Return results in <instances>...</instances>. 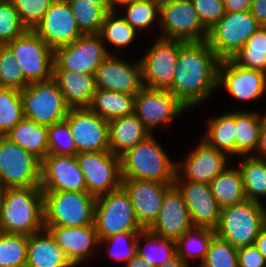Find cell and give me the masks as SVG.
<instances>
[{"instance_id":"6da1fadb","label":"cell","mask_w":266,"mask_h":267,"mask_svg":"<svg viewBox=\"0 0 266 267\" xmlns=\"http://www.w3.org/2000/svg\"><path fill=\"white\" fill-rule=\"evenodd\" d=\"M219 62L207 41H181L174 80L168 91L187 108L199 104L218 86Z\"/></svg>"},{"instance_id":"7a4b0ae2","label":"cell","mask_w":266,"mask_h":267,"mask_svg":"<svg viewBox=\"0 0 266 267\" xmlns=\"http://www.w3.org/2000/svg\"><path fill=\"white\" fill-rule=\"evenodd\" d=\"M44 228V199L40 187L6 189L1 232L30 236Z\"/></svg>"},{"instance_id":"3957f363","label":"cell","mask_w":266,"mask_h":267,"mask_svg":"<svg viewBox=\"0 0 266 267\" xmlns=\"http://www.w3.org/2000/svg\"><path fill=\"white\" fill-rule=\"evenodd\" d=\"M120 158L122 179L154 180L174 184L177 165L171 162L152 134L128 149Z\"/></svg>"},{"instance_id":"277c9868","label":"cell","mask_w":266,"mask_h":267,"mask_svg":"<svg viewBox=\"0 0 266 267\" xmlns=\"http://www.w3.org/2000/svg\"><path fill=\"white\" fill-rule=\"evenodd\" d=\"M263 205L244 200L221 209L215 234L236 249L254 245L260 230L265 226Z\"/></svg>"},{"instance_id":"5b68a950","label":"cell","mask_w":266,"mask_h":267,"mask_svg":"<svg viewBox=\"0 0 266 267\" xmlns=\"http://www.w3.org/2000/svg\"><path fill=\"white\" fill-rule=\"evenodd\" d=\"M42 192L45 226L82 227L94 224L95 196L75 191Z\"/></svg>"},{"instance_id":"8992f818","label":"cell","mask_w":266,"mask_h":267,"mask_svg":"<svg viewBox=\"0 0 266 267\" xmlns=\"http://www.w3.org/2000/svg\"><path fill=\"white\" fill-rule=\"evenodd\" d=\"M94 225L99 241L124 232H140V226L128 192L121 185L96 197Z\"/></svg>"},{"instance_id":"52a82bcc","label":"cell","mask_w":266,"mask_h":267,"mask_svg":"<svg viewBox=\"0 0 266 267\" xmlns=\"http://www.w3.org/2000/svg\"><path fill=\"white\" fill-rule=\"evenodd\" d=\"M20 96L24 118L38 125L49 127L68 116L70 107L53 78L27 85Z\"/></svg>"},{"instance_id":"ba28073f","label":"cell","mask_w":266,"mask_h":267,"mask_svg":"<svg viewBox=\"0 0 266 267\" xmlns=\"http://www.w3.org/2000/svg\"><path fill=\"white\" fill-rule=\"evenodd\" d=\"M42 161L5 136H0V185L8 188L40 187Z\"/></svg>"},{"instance_id":"9c48e42d","label":"cell","mask_w":266,"mask_h":267,"mask_svg":"<svg viewBox=\"0 0 266 267\" xmlns=\"http://www.w3.org/2000/svg\"><path fill=\"white\" fill-rule=\"evenodd\" d=\"M7 46L22 69L25 87L53 78L54 50L34 30H27Z\"/></svg>"},{"instance_id":"30bf717a","label":"cell","mask_w":266,"mask_h":267,"mask_svg":"<svg viewBox=\"0 0 266 267\" xmlns=\"http://www.w3.org/2000/svg\"><path fill=\"white\" fill-rule=\"evenodd\" d=\"M260 27L250 11L226 12L209 31L207 42L220 60L229 59Z\"/></svg>"},{"instance_id":"8fae6325","label":"cell","mask_w":266,"mask_h":267,"mask_svg":"<svg viewBox=\"0 0 266 267\" xmlns=\"http://www.w3.org/2000/svg\"><path fill=\"white\" fill-rule=\"evenodd\" d=\"M101 35L82 34L71 44L54 50L53 71H70L94 75L111 54L101 43Z\"/></svg>"},{"instance_id":"7c38bea8","label":"cell","mask_w":266,"mask_h":267,"mask_svg":"<svg viewBox=\"0 0 266 267\" xmlns=\"http://www.w3.org/2000/svg\"><path fill=\"white\" fill-rule=\"evenodd\" d=\"M87 192L95 197L112 192L122 185L121 158L111 151L78 153Z\"/></svg>"},{"instance_id":"4fadbf2b","label":"cell","mask_w":266,"mask_h":267,"mask_svg":"<svg viewBox=\"0 0 266 267\" xmlns=\"http://www.w3.org/2000/svg\"><path fill=\"white\" fill-rule=\"evenodd\" d=\"M159 18L166 34L162 38L184 42L208 39L209 31L202 25L191 0H176L160 5Z\"/></svg>"},{"instance_id":"5bb4252c","label":"cell","mask_w":266,"mask_h":267,"mask_svg":"<svg viewBox=\"0 0 266 267\" xmlns=\"http://www.w3.org/2000/svg\"><path fill=\"white\" fill-rule=\"evenodd\" d=\"M180 49L181 40L161 37L155 42L139 61L143 87L168 90L172 86Z\"/></svg>"},{"instance_id":"9a60e30c","label":"cell","mask_w":266,"mask_h":267,"mask_svg":"<svg viewBox=\"0 0 266 267\" xmlns=\"http://www.w3.org/2000/svg\"><path fill=\"white\" fill-rule=\"evenodd\" d=\"M68 122L77 154L110 151L108 121L89 108H70Z\"/></svg>"},{"instance_id":"2e32d148","label":"cell","mask_w":266,"mask_h":267,"mask_svg":"<svg viewBox=\"0 0 266 267\" xmlns=\"http://www.w3.org/2000/svg\"><path fill=\"white\" fill-rule=\"evenodd\" d=\"M187 107L170 91L143 87L135 96L134 113L150 131L167 124Z\"/></svg>"},{"instance_id":"e0dca14e","label":"cell","mask_w":266,"mask_h":267,"mask_svg":"<svg viewBox=\"0 0 266 267\" xmlns=\"http://www.w3.org/2000/svg\"><path fill=\"white\" fill-rule=\"evenodd\" d=\"M40 189L87 192L84 175L76 156L48 154L42 160Z\"/></svg>"},{"instance_id":"ac0fdd59","label":"cell","mask_w":266,"mask_h":267,"mask_svg":"<svg viewBox=\"0 0 266 267\" xmlns=\"http://www.w3.org/2000/svg\"><path fill=\"white\" fill-rule=\"evenodd\" d=\"M174 185L182 193L184 201L189 209L190 217L194 227L209 228L216 230L220 221L221 208L211 193L210 186L203 183H195L186 180L181 184L182 175L178 173ZM181 184V185H180Z\"/></svg>"},{"instance_id":"d6986e66","label":"cell","mask_w":266,"mask_h":267,"mask_svg":"<svg viewBox=\"0 0 266 267\" xmlns=\"http://www.w3.org/2000/svg\"><path fill=\"white\" fill-rule=\"evenodd\" d=\"M34 31L53 50L71 44L83 34L67 0H54Z\"/></svg>"},{"instance_id":"ffe728a7","label":"cell","mask_w":266,"mask_h":267,"mask_svg":"<svg viewBox=\"0 0 266 267\" xmlns=\"http://www.w3.org/2000/svg\"><path fill=\"white\" fill-rule=\"evenodd\" d=\"M174 184L154 180L122 179L128 192L136 218L143 229H149L156 221L165 193Z\"/></svg>"},{"instance_id":"44dd1931","label":"cell","mask_w":266,"mask_h":267,"mask_svg":"<svg viewBox=\"0 0 266 267\" xmlns=\"http://www.w3.org/2000/svg\"><path fill=\"white\" fill-rule=\"evenodd\" d=\"M217 84H224L226 90L236 99L253 100L266 89V73L241 67L231 58L223 59L218 65Z\"/></svg>"},{"instance_id":"7402d4cb","label":"cell","mask_w":266,"mask_h":267,"mask_svg":"<svg viewBox=\"0 0 266 267\" xmlns=\"http://www.w3.org/2000/svg\"><path fill=\"white\" fill-rule=\"evenodd\" d=\"M97 89L136 95L142 88L141 65H130L109 55L94 74Z\"/></svg>"},{"instance_id":"603a6c76","label":"cell","mask_w":266,"mask_h":267,"mask_svg":"<svg viewBox=\"0 0 266 267\" xmlns=\"http://www.w3.org/2000/svg\"><path fill=\"white\" fill-rule=\"evenodd\" d=\"M193 227L183 195L173 185L165 193L159 215L149 230L156 235L176 241Z\"/></svg>"},{"instance_id":"cb8c5ba5","label":"cell","mask_w":266,"mask_h":267,"mask_svg":"<svg viewBox=\"0 0 266 267\" xmlns=\"http://www.w3.org/2000/svg\"><path fill=\"white\" fill-rule=\"evenodd\" d=\"M54 236L57 245L75 267L90 256L92 247L99 245L95 225L82 227L45 226Z\"/></svg>"},{"instance_id":"d4e9b609","label":"cell","mask_w":266,"mask_h":267,"mask_svg":"<svg viewBox=\"0 0 266 267\" xmlns=\"http://www.w3.org/2000/svg\"><path fill=\"white\" fill-rule=\"evenodd\" d=\"M227 154L209 146L204 140L187 156L183 173L185 180L210 184V182L226 169Z\"/></svg>"},{"instance_id":"484cf974","label":"cell","mask_w":266,"mask_h":267,"mask_svg":"<svg viewBox=\"0 0 266 267\" xmlns=\"http://www.w3.org/2000/svg\"><path fill=\"white\" fill-rule=\"evenodd\" d=\"M41 233L28 236L26 267H74L50 231Z\"/></svg>"},{"instance_id":"4316f807","label":"cell","mask_w":266,"mask_h":267,"mask_svg":"<svg viewBox=\"0 0 266 267\" xmlns=\"http://www.w3.org/2000/svg\"><path fill=\"white\" fill-rule=\"evenodd\" d=\"M53 79L70 108H88L96 92L95 76L70 71H53Z\"/></svg>"},{"instance_id":"83f0119b","label":"cell","mask_w":266,"mask_h":267,"mask_svg":"<svg viewBox=\"0 0 266 267\" xmlns=\"http://www.w3.org/2000/svg\"><path fill=\"white\" fill-rule=\"evenodd\" d=\"M108 134L110 151L118 156L151 135L135 113L108 121Z\"/></svg>"},{"instance_id":"f1b7e54d","label":"cell","mask_w":266,"mask_h":267,"mask_svg":"<svg viewBox=\"0 0 266 267\" xmlns=\"http://www.w3.org/2000/svg\"><path fill=\"white\" fill-rule=\"evenodd\" d=\"M48 127L23 118L5 137L41 161L49 153Z\"/></svg>"},{"instance_id":"f546056e","label":"cell","mask_w":266,"mask_h":267,"mask_svg":"<svg viewBox=\"0 0 266 267\" xmlns=\"http://www.w3.org/2000/svg\"><path fill=\"white\" fill-rule=\"evenodd\" d=\"M135 96L103 89H96L90 106L92 112L110 121L134 114Z\"/></svg>"},{"instance_id":"4dcf8cb0","label":"cell","mask_w":266,"mask_h":267,"mask_svg":"<svg viewBox=\"0 0 266 267\" xmlns=\"http://www.w3.org/2000/svg\"><path fill=\"white\" fill-rule=\"evenodd\" d=\"M209 186L221 209L246 200L239 169L226 168L210 182Z\"/></svg>"},{"instance_id":"1f68e13d","label":"cell","mask_w":266,"mask_h":267,"mask_svg":"<svg viewBox=\"0 0 266 267\" xmlns=\"http://www.w3.org/2000/svg\"><path fill=\"white\" fill-rule=\"evenodd\" d=\"M140 236L147 240L148 246H140V240L138 239ZM149 246L151 247L150 250L147 249ZM137 255L151 266L161 267L177 255L176 242L172 239L156 235L149 229H143L137 236Z\"/></svg>"},{"instance_id":"d6a6232c","label":"cell","mask_w":266,"mask_h":267,"mask_svg":"<svg viewBox=\"0 0 266 267\" xmlns=\"http://www.w3.org/2000/svg\"><path fill=\"white\" fill-rule=\"evenodd\" d=\"M262 118L258 113L236 112L235 154L248 156L259 145Z\"/></svg>"},{"instance_id":"836d02e7","label":"cell","mask_w":266,"mask_h":267,"mask_svg":"<svg viewBox=\"0 0 266 267\" xmlns=\"http://www.w3.org/2000/svg\"><path fill=\"white\" fill-rule=\"evenodd\" d=\"M242 161L238 169L242 174L245 197L262 203L258 197L266 196V161L260 156H248Z\"/></svg>"},{"instance_id":"e575fe53","label":"cell","mask_w":266,"mask_h":267,"mask_svg":"<svg viewBox=\"0 0 266 267\" xmlns=\"http://www.w3.org/2000/svg\"><path fill=\"white\" fill-rule=\"evenodd\" d=\"M204 140L209 146L226 154H235L236 113L231 112L209 121Z\"/></svg>"},{"instance_id":"d590c367","label":"cell","mask_w":266,"mask_h":267,"mask_svg":"<svg viewBox=\"0 0 266 267\" xmlns=\"http://www.w3.org/2000/svg\"><path fill=\"white\" fill-rule=\"evenodd\" d=\"M194 233L198 234L196 235L197 237L194 236ZM215 235V231L209 228L193 227L189 229L175 241L177 256L187 266L188 257H199L202 264L206 258L212 238Z\"/></svg>"},{"instance_id":"8d00e7d4","label":"cell","mask_w":266,"mask_h":267,"mask_svg":"<svg viewBox=\"0 0 266 267\" xmlns=\"http://www.w3.org/2000/svg\"><path fill=\"white\" fill-rule=\"evenodd\" d=\"M231 59L239 66L266 73V26H261Z\"/></svg>"},{"instance_id":"74e56055","label":"cell","mask_w":266,"mask_h":267,"mask_svg":"<svg viewBox=\"0 0 266 267\" xmlns=\"http://www.w3.org/2000/svg\"><path fill=\"white\" fill-rule=\"evenodd\" d=\"M72 14L83 34H98L108 13L103 7L84 0H67Z\"/></svg>"},{"instance_id":"f35d334b","label":"cell","mask_w":266,"mask_h":267,"mask_svg":"<svg viewBox=\"0 0 266 267\" xmlns=\"http://www.w3.org/2000/svg\"><path fill=\"white\" fill-rule=\"evenodd\" d=\"M28 236L0 232V267H26Z\"/></svg>"},{"instance_id":"ab89813d","label":"cell","mask_w":266,"mask_h":267,"mask_svg":"<svg viewBox=\"0 0 266 267\" xmlns=\"http://www.w3.org/2000/svg\"><path fill=\"white\" fill-rule=\"evenodd\" d=\"M23 118L20 90L0 87V136H5Z\"/></svg>"},{"instance_id":"60d3db41","label":"cell","mask_w":266,"mask_h":267,"mask_svg":"<svg viewBox=\"0 0 266 267\" xmlns=\"http://www.w3.org/2000/svg\"><path fill=\"white\" fill-rule=\"evenodd\" d=\"M114 14V11L106 14L99 34L102 40L109 41L115 47H125L134 40L136 30L123 17L116 19Z\"/></svg>"},{"instance_id":"b9f144b4","label":"cell","mask_w":266,"mask_h":267,"mask_svg":"<svg viewBox=\"0 0 266 267\" xmlns=\"http://www.w3.org/2000/svg\"><path fill=\"white\" fill-rule=\"evenodd\" d=\"M0 87L23 90L25 78L14 53L7 45H0Z\"/></svg>"},{"instance_id":"7bdbcfd3","label":"cell","mask_w":266,"mask_h":267,"mask_svg":"<svg viewBox=\"0 0 266 267\" xmlns=\"http://www.w3.org/2000/svg\"><path fill=\"white\" fill-rule=\"evenodd\" d=\"M200 267H238V249L215 235Z\"/></svg>"},{"instance_id":"ee69618b","label":"cell","mask_w":266,"mask_h":267,"mask_svg":"<svg viewBox=\"0 0 266 267\" xmlns=\"http://www.w3.org/2000/svg\"><path fill=\"white\" fill-rule=\"evenodd\" d=\"M26 31L13 3L0 0V45H7Z\"/></svg>"},{"instance_id":"f6af8a7d","label":"cell","mask_w":266,"mask_h":267,"mask_svg":"<svg viewBox=\"0 0 266 267\" xmlns=\"http://www.w3.org/2000/svg\"><path fill=\"white\" fill-rule=\"evenodd\" d=\"M127 6L125 21L137 29H145L160 15V5L154 0H135Z\"/></svg>"},{"instance_id":"bcb514c9","label":"cell","mask_w":266,"mask_h":267,"mask_svg":"<svg viewBox=\"0 0 266 267\" xmlns=\"http://www.w3.org/2000/svg\"><path fill=\"white\" fill-rule=\"evenodd\" d=\"M49 153L54 155L76 156L77 149L66 120L48 127Z\"/></svg>"},{"instance_id":"7dc6e473","label":"cell","mask_w":266,"mask_h":267,"mask_svg":"<svg viewBox=\"0 0 266 267\" xmlns=\"http://www.w3.org/2000/svg\"><path fill=\"white\" fill-rule=\"evenodd\" d=\"M27 30H34L54 0H10Z\"/></svg>"},{"instance_id":"c3c4849f","label":"cell","mask_w":266,"mask_h":267,"mask_svg":"<svg viewBox=\"0 0 266 267\" xmlns=\"http://www.w3.org/2000/svg\"><path fill=\"white\" fill-rule=\"evenodd\" d=\"M139 232H124L116 235H112L108 238L99 241L109 242L113 244L114 248H110V256L116 260H124L125 263L130 261L133 257L137 255V236ZM129 239V240H128ZM129 241V243L127 242Z\"/></svg>"},{"instance_id":"681fc988","label":"cell","mask_w":266,"mask_h":267,"mask_svg":"<svg viewBox=\"0 0 266 267\" xmlns=\"http://www.w3.org/2000/svg\"><path fill=\"white\" fill-rule=\"evenodd\" d=\"M202 25L210 31L225 15L223 0H191Z\"/></svg>"},{"instance_id":"f907efd6","label":"cell","mask_w":266,"mask_h":267,"mask_svg":"<svg viewBox=\"0 0 266 267\" xmlns=\"http://www.w3.org/2000/svg\"><path fill=\"white\" fill-rule=\"evenodd\" d=\"M238 267H266V259L255 245L239 248Z\"/></svg>"},{"instance_id":"816d5d0a","label":"cell","mask_w":266,"mask_h":267,"mask_svg":"<svg viewBox=\"0 0 266 267\" xmlns=\"http://www.w3.org/2000/svg\"><path fill=\"white\" fill-rule=\"evenodd\" d=\"M250 12L260 26H266V0H252Z\"/></svg>"},{"instance_id":"f5cc1de1","label":"cell","mask_w":266,"mask_h":267,"mask_svg":"<svg viewBox=\"0 0 266 267\" xmlns=\"http://www.w3.org/2000/svg\"><path fill=\"white\" fill-rule=\"evenodd\" d=\"M226 12L250 11L252 0H223Z\"/></svg>"},{"instance_id":"db71d44e","label":"cell","mask_w":266,"mask_h":267,"mask_svg":"<svg viewBox=\"0 0 266 267\" xmlns=\"http://www.w3.org/2000/svg\"><path fill=\"white\" fill-rule=\"evenodd\" d=\"M258 153L265 156L266 159V114L262 118V125L260 129L259 145L257 148Z\"/></svg>"},{"instance_id":"11a10c76","label":"cell","mask_w":266,"mask_h":267,"mask_svg":"<svg viewBox=\"0 0 266 267\" xmlns=\"http://www.w3.org/2000/svg\"><path fill=\"white\" fill-rule=\"evenodd\" d=\"M254 245L262 253L263 257L266 259V226H264L255 240Z\"/></svg>"},{"instance_id":"9f6ffc18","label":"cell","mask_w":266,"mask_h":267,"mask_svg":"<svg viewBox=\"0 0 266 267\" xmlns=\"http://www.w3.org/2000/svg\"><path fill=\"white\" fill-rule=\"evenodd\" d=\"M125 267H153L145 262L140 256L136 255L125 264Z\"/></svg>"},{"instance_id":"6f0895ef","label":"cell","mask_w":266,"mask_h":267,"mask_svg":"<svg viewBox=\"0 0 266 267\" xmlns=\"http://www.w3.org/2000/svg\"><path fill=\"white\" fill-rule=\"evenodd\" d=\"M161 267H188L177 255Z\"/></svg>"},{"instance_id":"680465c9","label":"cell","mask_w":266,"mask_h":267,"mask_svg":"<svg viewBox=\"0 0 266 267\" xmlns=\"http://www.w3.org/2000/svg\"><path fill=\"white\" fill-rule=\"evenodd\" d=\"M91 4L103 7L107 12H110L109 0H84Z\"/></svg>"},{"instance_id":"91938a15","label":"cell","mask_w":266,"mask_h":267,"mask_svg":"<svg viewBox=\"0 0 266 267\" xmlns=\"http://www.w3.org/2000/svg\"><path fill=\"white\" fill-rule=\"evenodd\" d=\"M135 0H109V6H110V12L114 11L115 12V6L116 4L119 5H128L131 2H133Z\"/></svg>"},{"instance_id":"94428289","label":"cell","mask_w":266,"mask_h":267,"mask_svg":"<svg viewBox=\"0 0 266 267\" xmlns=\"http://www.w3.org/2000/svg\"><path fill=\"white\" fill-rule=\"evenodd\" d=\"M5 191L6 188L0 185V232H1V212H2V205H3Z\"/></svg>"},{"instance_id":"6125c7cd","label":"cell","mask_w":266,"mask_h":267,"mask_svg":"<svg viewBox=\"0 0 266 267\" xmlns=\"http://www.w3.org/2000/svg\"><path fill=\"white\" fill-rule=\"evenodd\" d=\"M156 3H158L159 5H162L164 3H167V2H171V1H176V0H154Z\"/></svg>"},{"instance_id":"be15d7a7","label":"cell","mask_w":266,"mask_h":267,"mask_svg":"<svg viewBox=\"0 0 266 267\" xmlns=\"http://www.w3.org/2000/svg\"><path fill=\"white\" fill-rule=\"evenodd\" d=\"M265 226H266V210H265Z\"/></svg>"}]
</instances>
